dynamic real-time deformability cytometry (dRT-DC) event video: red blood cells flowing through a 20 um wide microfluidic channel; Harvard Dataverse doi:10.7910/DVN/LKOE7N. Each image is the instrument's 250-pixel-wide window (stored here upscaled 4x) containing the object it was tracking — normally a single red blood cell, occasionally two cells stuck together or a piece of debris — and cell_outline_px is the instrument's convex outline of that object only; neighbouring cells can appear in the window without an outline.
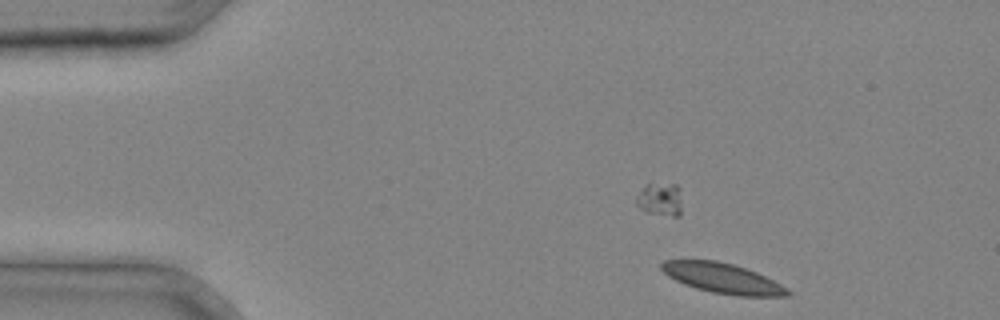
{"species": "common noctule bat (a hibernating species)", "species_latin": "Nyctalus noctula", "temperature_condition": "cold", "stored_images_in_passage": 33, "camera_frame_rate_fps": 3000, "um_per_image_px": 0.085, "animal": {"sex": "male", "body_mass_g": 20.4}, "frame": {"image": 1, "passage_image": 1, "time_ms": 0.0, "image_size_px": [1000, 320], "cell_outline_px": [[792, 296], [736, 296], [712, 292], [696, 288], [684, 284], [668, 276], [660, 268], [660, 264], [664, 260], [716, 260], [732, 264], [756, 272], [788, 288], [792, 292]], "centroid_in_image_um": [61.43, 23.66], "position_along_channel_um": 23.6, "area_um2": 22.02}}
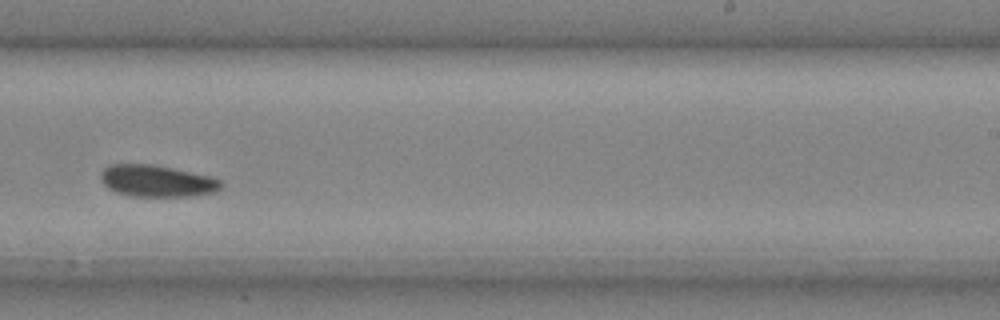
{"frame": {"image": 2, "passage_image": 20, "time_ms": 6.333, "image_size_px": [1000, 320], "cell_outline_px": [[224, 184], [220, 188], [212, 192], [192, 196], [132, 196], [116, 192], [108, 188], [104, 184], [100, 176], [100, 172], [108, 164], [152, 164], [212, 176], [220, 180]], "centroid_in_image_um": [13.32, 15.37], "position_along_channel_um": 275.7, "area_um2": 22.25}}
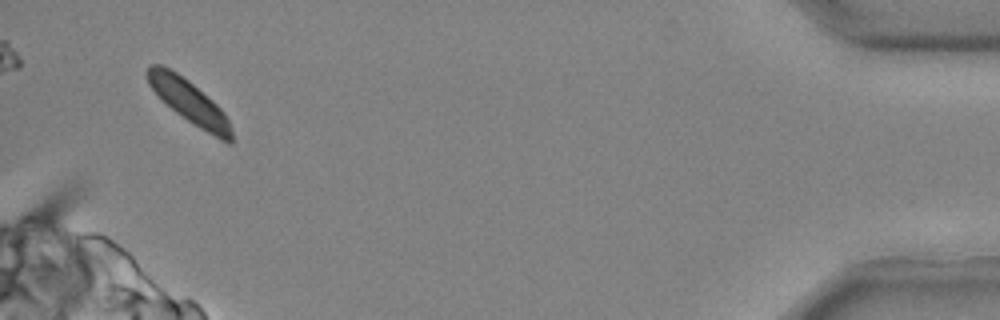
{"frame": {"image": 3, "passage_image": 32, "time_ms": 10.333, "image_size_px": [1000, 320], "cell_outline_px": [[232, 144], [228, 144], [220, 140], [200, 128], [176, 112], [160, 100], [148, 84], [148, 68], [152, 64], [160, 64], [176, 72], [188, 80], [212, 100], [224, 112], [228, 120], [232, 132]], "centroid_in_image_um": [16.09, 8.66], "position_along_channel_um": 419.1, "area_um2": 20.92}}